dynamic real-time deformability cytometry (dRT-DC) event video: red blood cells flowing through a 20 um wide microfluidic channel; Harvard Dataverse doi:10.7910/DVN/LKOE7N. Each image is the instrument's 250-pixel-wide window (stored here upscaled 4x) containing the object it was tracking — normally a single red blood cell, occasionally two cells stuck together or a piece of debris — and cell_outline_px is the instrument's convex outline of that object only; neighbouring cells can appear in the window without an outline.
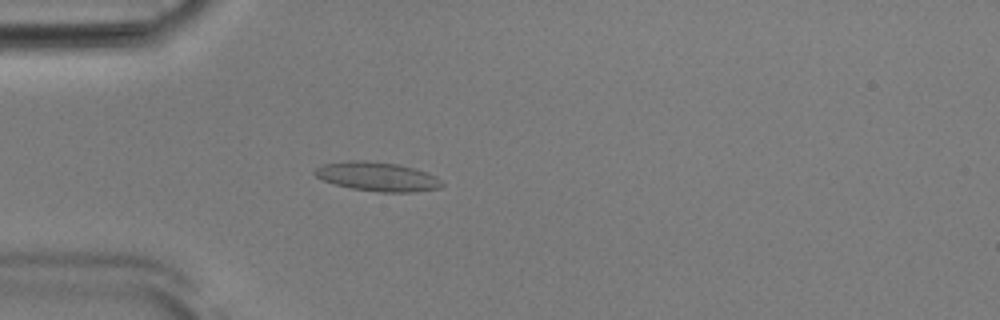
{"species": "Egyptian fruit bat (a non-hibernating species)", "species_latin": "Rousettus aegyptiacus", "temperature_condition": "room temperature", "stored_images_in_passage": 52, "camera_frame_rate_fps": 3000, "um_per_image_px": 0.085, "animal": {"sex": "male"}, "frame": {"image": 1, "passage_image": 15, "time_ms": 4.667, "image_size_px": [1000, 320], "cell_outline_px": [[444, 184], [440, 188], [412, 192], [380, 192], [352, 188], [336, 184], [324, 180], [316, 176], [312, 172], [316, 168], [324, 164], [352, 160], [364, 160], [400, 164], [428, 172], [436, 176]], "centroid_in_image_um": [32.11, 15.0], "position_along_channel_um": 52.9, "area_um2": 21.5}}
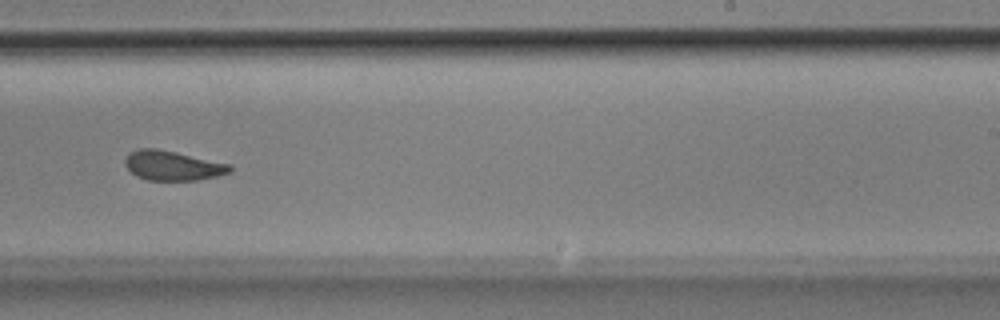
{"frame": {"image": 2, "passage_image": 33, "time_ms": 10.667, "image_size_px": [1000, 320], "cell_outline_px": [[232, 172], [216, 176], [196, 180], [148, 180], [136, 176], [124, 164], [124, 160], [128, 152], [136, 148], [156, 148], [176, 152], [232, 164]], "centroid_in_image_um": [14.66, 14.06], "position_along_channel_um": 274.3, "area_um2": 18.26}}
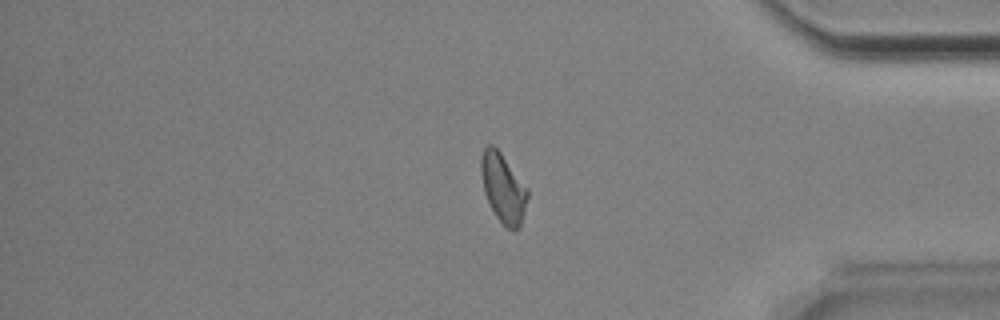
{"frame": {"image": 3, "passage_image": 44, "time_ms": 14.333, "image_size_px": [1000, 320], "cell_outline_px": [[528, 196], [520, 228], [508, 228], [496, 216], [484, 192], [480, 172], [480, 156], [484, 148], [488, 144], [492, 144], [500, 152], [528, 188]], "centroid_in_image_um": [42.75, 15.94], "position_along_channel_um": 392.4, "area_um2": 18.5}, "authors_computed_cell_mechanics": {"area_um2": 18.8428, "velocity_mm_per_s": 3.8476, "shape_relaxation_time_tau1_ms": 8.4881, "shape_relaxation_time_tau2_ms": 1.3568, "deformation_change_tau1": 0.1481, "deformation_change_tau2": 0.0716}}